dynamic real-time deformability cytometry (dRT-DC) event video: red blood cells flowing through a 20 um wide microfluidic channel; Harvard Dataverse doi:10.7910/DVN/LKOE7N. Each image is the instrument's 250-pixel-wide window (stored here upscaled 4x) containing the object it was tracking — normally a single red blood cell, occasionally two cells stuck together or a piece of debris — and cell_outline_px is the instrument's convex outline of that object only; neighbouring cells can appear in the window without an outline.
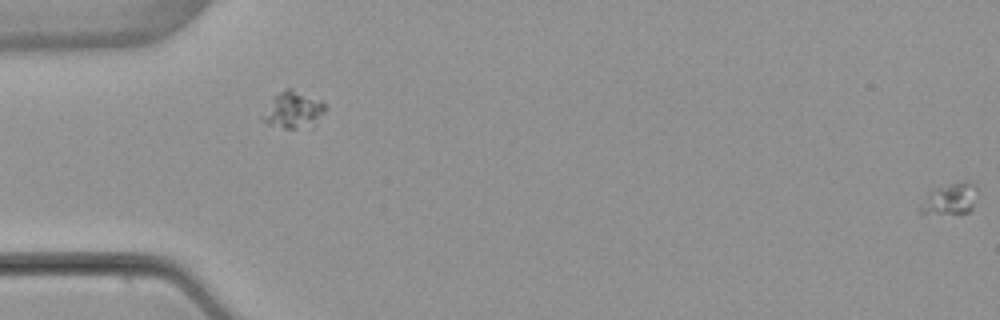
{"species": "common noctule bat (a hibernating species)", "species_latin": "Nyctalus noctula", "temperature_condition": "warm", "stored_images_in_passage": 3, "segment_of_instrument_passage": [2, 2], "camera_frame_rate_fps": 3000, "um_per_image_px": 0.085, "animal": {"sex": "female", "body_mass_g": 22.7, "forearm_length_mm": 54.2}, "frame": {"image": 1, "passage_image": 3, "time_ms": 2.333, "image_size_px": [1000, 320], "cell_outline_px": [[976, 188], [972, 208], [968, 212], [920, 216], [916, 208], [928, 192], [936, 188], [948, 184], [964, 180], [972, 180], [976, 184]], "centroid_in_image_um": [80.65, 16.93], "position_along_channel_um": 4.4, "area_um2": 10.98}}